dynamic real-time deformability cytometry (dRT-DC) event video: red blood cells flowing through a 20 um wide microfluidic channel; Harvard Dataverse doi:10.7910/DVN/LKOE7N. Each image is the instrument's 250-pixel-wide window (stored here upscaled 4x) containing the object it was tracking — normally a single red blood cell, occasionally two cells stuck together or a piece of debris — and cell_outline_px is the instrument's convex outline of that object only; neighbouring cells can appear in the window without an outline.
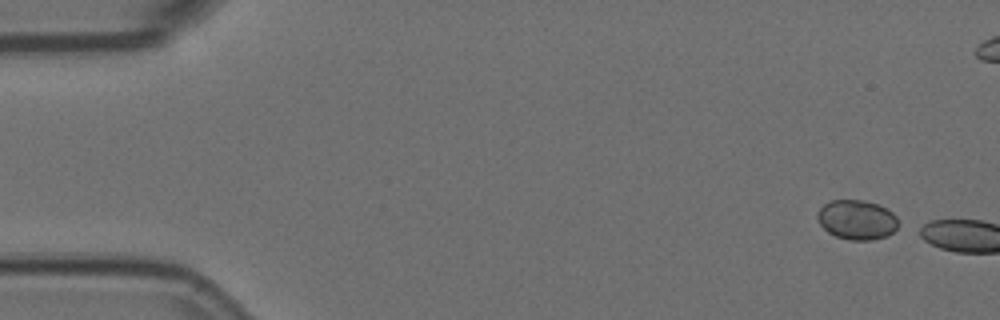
{"species": "Egyptian fruit bat (a non-hibernating species)", "species_latin": "Rousettus aegyptiacus", "temperature_condition": "room temperature", "stored_images_in_passage": 4, "camera_frame_rate_fps": 3000, "um_per_image_px": 0.085, "animal": {"sex": "female"}, "frame": {"image": 1, "passage_image": 1, "time_ms": 0.0, "image_size_px": [1000, 320], "cell_outline_px": [[900, 224], [888, 236], [872, 240], [852, 240], [836, 236], [828, 232], [816, 220], [816, 212], [824, 204], [832, 200], [864, 200], [888, 208], [896, 216]], "centroid_in_image_um": [72.84, 18.67], "position_along_channel_um": 12.2, "area_um2": 18.84}}